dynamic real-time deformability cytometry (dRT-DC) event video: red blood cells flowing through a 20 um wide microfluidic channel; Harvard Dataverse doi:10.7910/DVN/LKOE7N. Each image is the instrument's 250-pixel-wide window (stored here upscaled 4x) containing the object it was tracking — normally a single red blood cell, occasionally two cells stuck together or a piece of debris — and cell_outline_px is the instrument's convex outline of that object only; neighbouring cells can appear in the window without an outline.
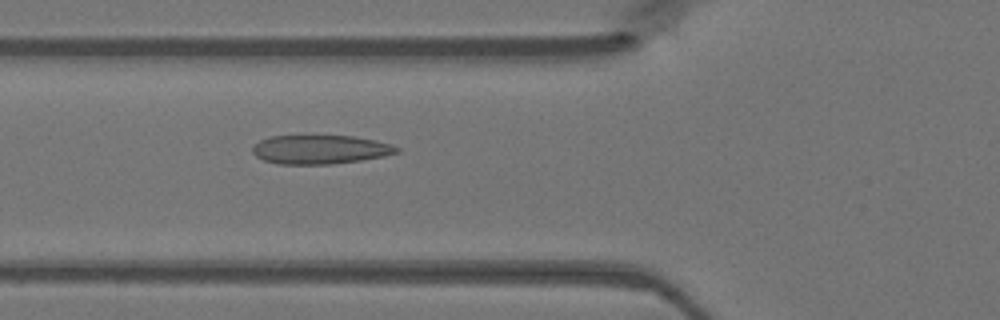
{"species": "Egyptian fruit bat (a non-hibernating species)", "species_latin": "Rousettus aegyptiacus", "temperature_condition": "warm", "stored_images_in_passage": 36, "camera_frame_rate_fps": 3000, "um_per_image_px": 0.085, "animal": {"sex": "female"}, "frame": {"image": 1, "passage_image": 6, "time_ms": 1.667, "image_size_px": [1000, 320], "cell_outline_px": [[400, 152], [384, 156], [360, 160], [332, 164], [276, 164], [264, 160], [256, 156], [252, 152], [252, 148], [260, 140], [268, 136], [352, 136], [376, 140], [392, 144], [400, 148]], "centroid_in_image_um": [27.23, 12.71], "position_along_channel_um": 98.6, "area_um2": 24.33}}
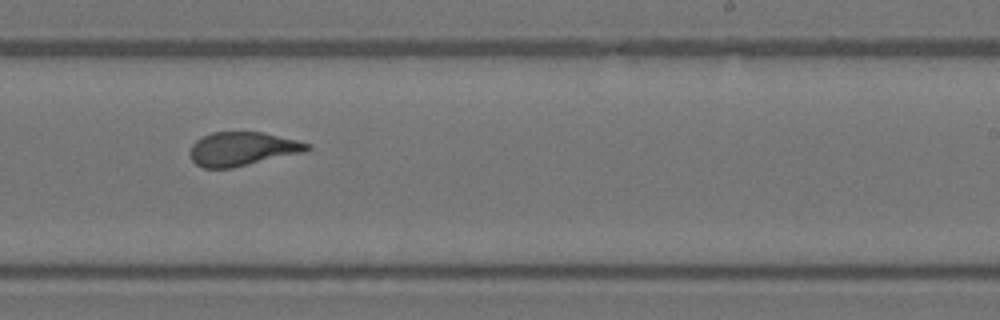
{"frame": {"image": 2, "passage_image": 18, "time_ms": 5.667, "image_size_px": [1000, 320], "cell_outline_px": [[312, 148], [304, 152], [232, 168], [204, 168], [196, 164], [192, 160], [188, 152], [192, 144], [196, 140], [212, 132], [264, 132], [312, 144]], "centroid_in_image_um": [20.6, 12.65], "position_along_channel_um": 268.4, "area_um2": 23.12}}
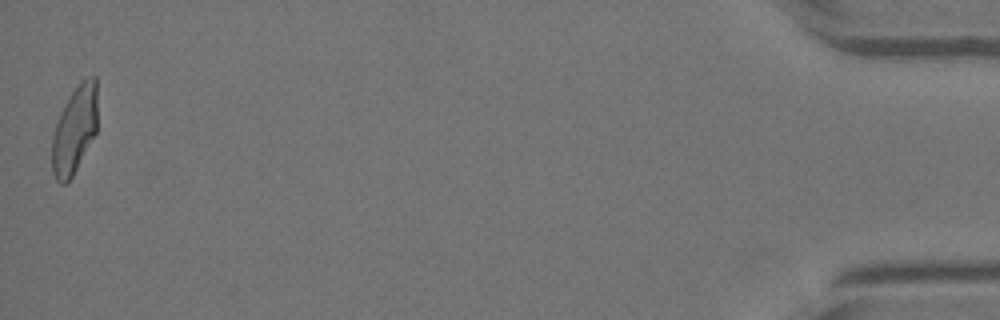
{"frame": {"image": 3, "passage_image": 36, "time_ms": 11.667, "image_size_px": [1000, 320], "cell_outline_px": [[96, 132], [68, 184], [60, 184], [56, 180], [52, 172], [52, 136], [56, 120], [64, 104], [80, 80], [88, 76], [96, 76]], "centroid_in_image_um": [6.31, 11.04], "position_along_channel_um": 428.9, "area_um2": 23.24}}